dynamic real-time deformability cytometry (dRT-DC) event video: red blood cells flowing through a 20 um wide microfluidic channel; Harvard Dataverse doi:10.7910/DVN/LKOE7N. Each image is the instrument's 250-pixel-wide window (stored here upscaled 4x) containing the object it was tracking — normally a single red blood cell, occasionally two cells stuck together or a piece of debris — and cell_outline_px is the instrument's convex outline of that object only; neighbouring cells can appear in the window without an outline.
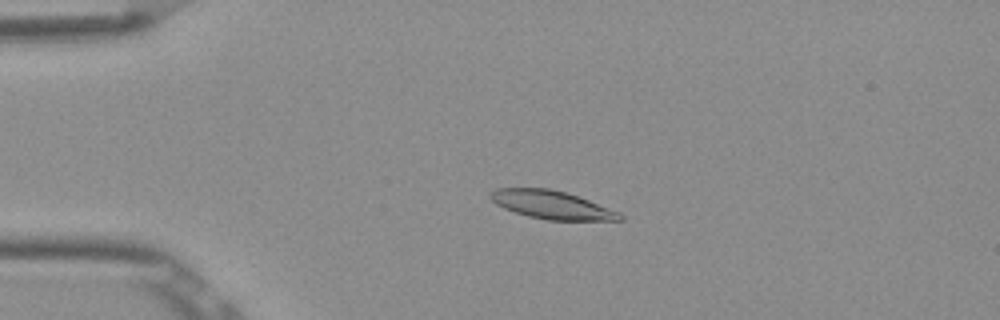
{"species": "Egyptian fruit bat (a non-hibernating species)", "species_latin": "Rousettus aegyptiacus", "temperature_condition": "room temperature", "stored_images_in_passage": 4, "camera_frame_rate_fps": 3000, "um_per_image_px": 0.085, "frame": {"image": 1, "passage_image": 3, "time_ms": 0.667, "image_size_px": [1000, 320], "cell_outline_px": [[624, 220], [548, 220], [528, 216], [504, 208], [496, 204], [488, 196], [496, 188], [548, 188], [568, 192], [620, 212], [624, 216]], "centroid_in_image_um": [46.92, 17.4], "position_along_channel_um": 38.1, "area_um2": 21.27}}